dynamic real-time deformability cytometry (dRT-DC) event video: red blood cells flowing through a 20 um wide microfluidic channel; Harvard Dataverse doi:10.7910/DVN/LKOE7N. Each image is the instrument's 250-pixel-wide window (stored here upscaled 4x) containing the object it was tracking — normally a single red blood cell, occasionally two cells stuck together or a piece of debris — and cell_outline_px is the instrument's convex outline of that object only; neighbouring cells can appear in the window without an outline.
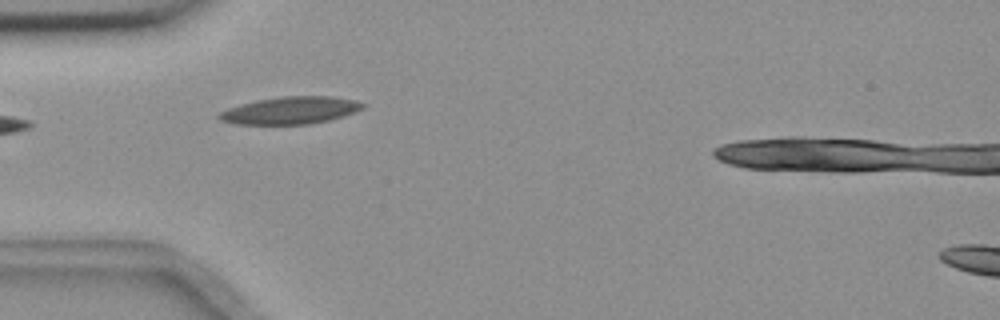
{"species": "common noctule bat (a hibernating species)", "species_latin": "Nyctalus noctula", "temperature_condition": "room temperature", "stored_images_in_passage": 4, "camera_frame_rate_fps": 3000, "um_per_image_px": 0.085, "animal": {"sex": "female", "body_mass_g": 18.4}, "frame": {"image": 1, "passage_image": 3, "time_ms": 0.667, "image_size_px": [1000, 320], "cell_outline_px": [[364, 108], [356, 112], [344, 116], [328, 120], [308, 124], [232, 124], [220, 120], [216, 116], [220, 112], [228, 108], [240, 104], [256, 100], [280, 96], [332, 96], [356, 100], [364, 104]], "centroid_in_image_um": [24.68, 9.38], "position_along_channel_um": 60.3, "area_um2": 23.0}}